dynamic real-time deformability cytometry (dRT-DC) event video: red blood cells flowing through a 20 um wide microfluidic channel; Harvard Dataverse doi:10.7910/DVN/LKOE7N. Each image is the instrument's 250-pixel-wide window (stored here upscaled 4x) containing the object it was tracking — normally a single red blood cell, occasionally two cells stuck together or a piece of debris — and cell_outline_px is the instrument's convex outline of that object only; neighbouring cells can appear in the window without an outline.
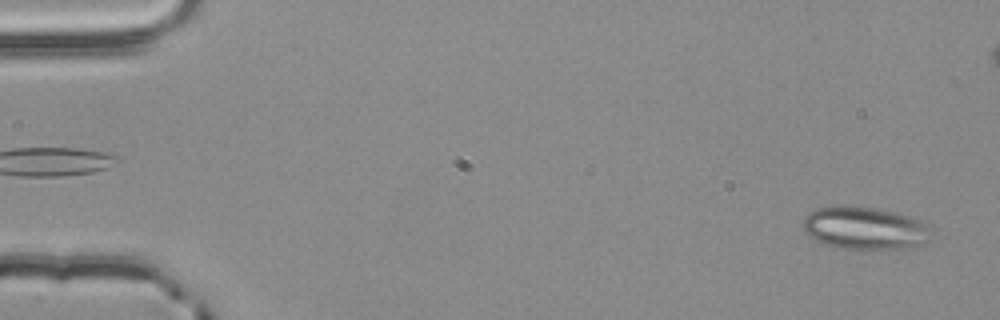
{"species": "common noctule bat (a hibernating species)", "species_latin": "Nyctalus noctula", "temperature_condition": "room temperature", "stored_images_in_passage": 25, "camera_frame_rate_fps": 3000, "um_per_image_px": 0.085, "animal": {"sex": "male", "body_mass_g": 20.4}, "frame": {"image": 1, "passage_image": 2, "time_ms": 0.333, "image_size_px": [1000, 320], "cell_outline_px": [[928, 240], [924, 244], [912, 248], [832, 248], [808, 236], [804, 232], [800, 224], [804, 216], [808, 212], [816, 208], [876, 208], [896, 212], [920, 220], [928, 228]], "centroid_in_image_um": [73.44, 19.42], "position_along_channel_um": 11.6, "area_um2": 31.39}}